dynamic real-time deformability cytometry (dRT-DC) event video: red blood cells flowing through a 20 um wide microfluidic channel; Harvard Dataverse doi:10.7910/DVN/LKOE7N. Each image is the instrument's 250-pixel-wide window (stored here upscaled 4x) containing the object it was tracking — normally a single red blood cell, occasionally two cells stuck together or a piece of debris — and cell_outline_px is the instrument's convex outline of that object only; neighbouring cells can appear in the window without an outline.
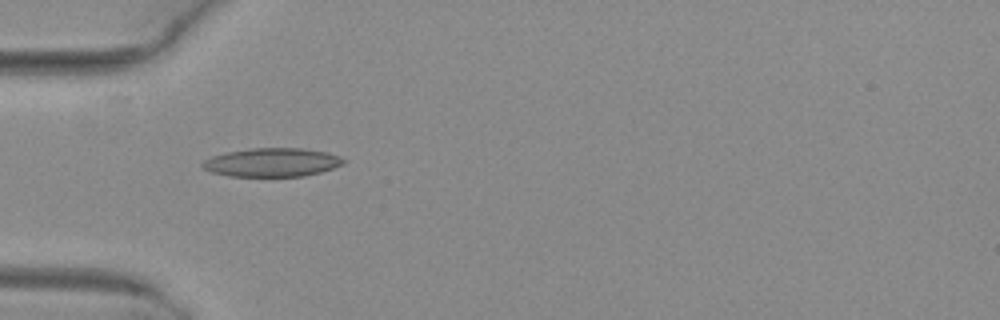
{"species": "common noctule bat (a hibernating species)", "species_latin": "Nyctalus noctula", "temperature_condition": "warm", "stored_images_in_passage": 35, "camera_frame_rate_fps": 3000, "um_per_image_px": 0.085, "animal": {"sex": "female", "body_mass_g": 29.2, "forearm_length_mm": 56.3}, "frame": {"image": 1, "passage_image": 1, "time_ms": 0.0, "image_size_px": [1000, 320], "cell_outline_px": [[344, 164], [320, 172], [304, 176], [228, 176], [212, 172], [204, 168], [200, 164], [204, 160], [212, 156], [228, 152], [248, 148], [304, 148], [328, 152], [340, 156], [344, 160]], "centroid_in_image_um": [23.13, 13.79], "position_along_channel_um": 61.9, "area_um2": 23.52}}
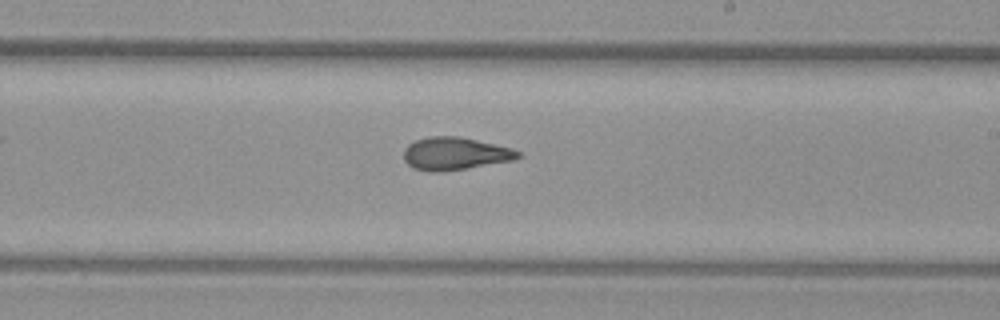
{"frame": {"image": 2, "passage_image": 15, "time_ms": 4.667, "image_size_px": [1000, 320], "cell_outline_px": [[520, 156], [516, 160], [468, 168], [440, 172], [428, 172], [412, 168], [404, 160], [404, 148], [408, 144], [416, 140], [428, 136], [460, 136], [512, 148], [520, 152]], "centroid_in_image_um": [38.67, 13.06], "position_along_channel_um": 250.3, "area_um2": 22.02}}
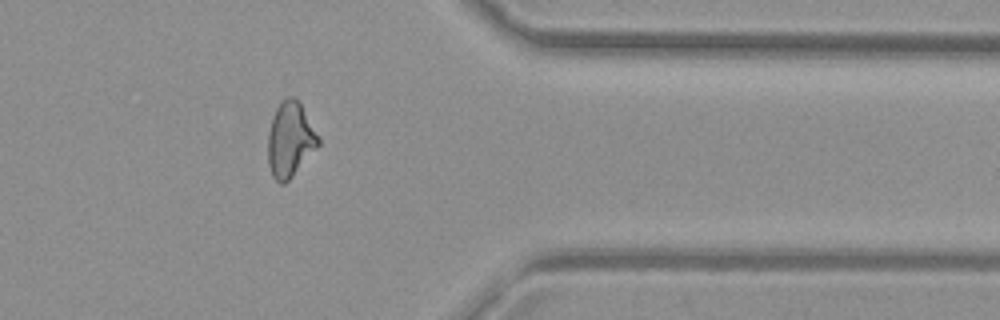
{"frame": {"image": 3, "passage_image": 26, "time_ms": 8.333, "image_size_px": [1000, 320], "cell_outline_px": [[320, 144], [292, 176], [284, 184], [280, 184], [272, 176], [268, 164], [268, 132], [272, 116], [276, 108], [288, 96], [292, 96], [300, 100], [320, 140]], "centroid_in_image_um": [24.65, 11.85], "position_along_channel_um": 386.7, "area_um2": 21.96}, "authors_computed_cell_mechanics": {"area_um2": 21.964, "velocity_mm_per_s": 4.1015, "shape_relaxation_time_tau1_ms": 11.3257, "shape_relaxation_time_tau2_ms": 1.9919, "deformation_change_tau1": 0.289, "deformation_change_tau2": 0.0833}}